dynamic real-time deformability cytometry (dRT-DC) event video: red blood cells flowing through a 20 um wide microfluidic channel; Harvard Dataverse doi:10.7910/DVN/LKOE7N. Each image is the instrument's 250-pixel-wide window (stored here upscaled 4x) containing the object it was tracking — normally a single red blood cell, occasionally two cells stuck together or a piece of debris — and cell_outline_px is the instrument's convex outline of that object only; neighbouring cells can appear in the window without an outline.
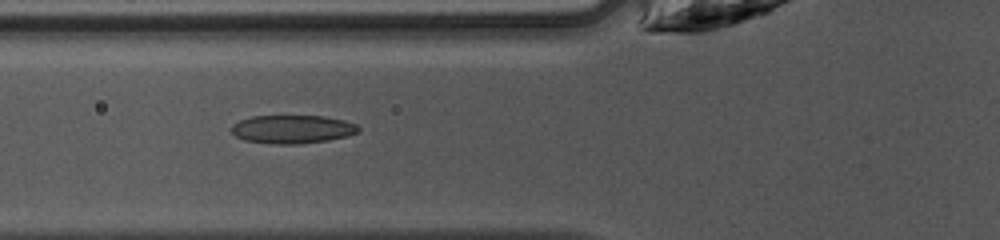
{"species": "common noctule bat (a hibernating species)", "species_latin": "Nyctalus noctula", "temperature_condition": "warm", "stored_images_in_passage": 47, "camera_frame_rate_fps": 3000, "um_per_image_px": 0.085, "animal": {"sex": "female", "body_mass_g": 10.0, "forearm_length_mm": 53.1}, "frame": {"image": 1, "passage_image": 18, "time_ms": 5.667, "image_size_px": [1000, 240], "cell_outline_px": [[360, 132], [348, 136], [328, 140], [300, 144], [272, 144], [244, 140], [236, 136], [232, 132], [232, 124], [240, 120], [252, 116], [324, 116], [344, 120], [356, 124], [360, 128]], "centroid_in_image_um": [24.87, 10.99], "position_along_channel_um": 100.9, "area_um2": 21.1}}
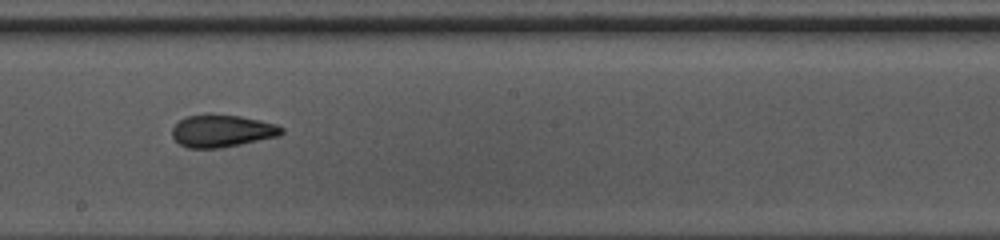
{"frame": {"image": 2, "passage_image": 27, "time_ms": 8.667, "image_size_px": [1000, 240], "cell_outline_px": [[284, 132], [280, 136], [220, 148], [188, 148], [180, 144], [172, 136], [172, 128], [180, 120], [188, 116], [208, 112], [240, 116], [260, 120], [276, 124], [284, 128]], "centroid_in_image_um": [18.88, 11.1], "position_along_channel_um": 229.3, "area_um2": 20.92}}
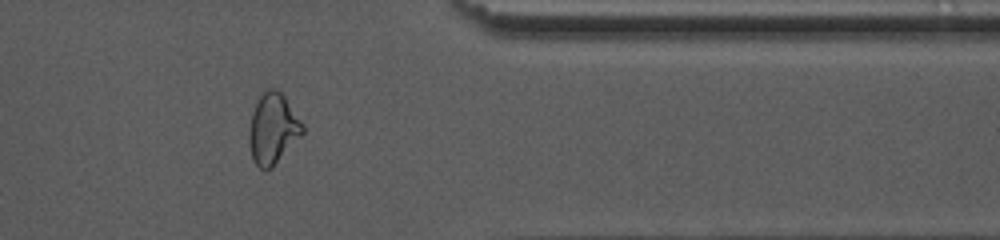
{"frame": {"image": 3, "passage_image": 39, "time_ms": 12.667, "image_size_px": [1000, 240], "cell_outline_px": [[304, 132], [272, 168], [264, 172], [252, 160], [248, 140], [248, 128], [252, 112], [264, 88], [272, 88], [280, 92], [284, 96], [304, 124]], "centroid_in_image_um": [23.17, 10.96], "position_along_channel_um": 388.2, "area_um2": 22.2}, "authors_computed_cell_mechanics": {"area_um2": 21.2704, "velocity_mm_per_s": 4.25, "shape_relaxation_time_tau1_ms": 5.5952, "shape_relaxation_time_tau2_ms": 1.639, "deformation_change_tau1": 0.1774, "deformation_change_tau2": 0.0856}}